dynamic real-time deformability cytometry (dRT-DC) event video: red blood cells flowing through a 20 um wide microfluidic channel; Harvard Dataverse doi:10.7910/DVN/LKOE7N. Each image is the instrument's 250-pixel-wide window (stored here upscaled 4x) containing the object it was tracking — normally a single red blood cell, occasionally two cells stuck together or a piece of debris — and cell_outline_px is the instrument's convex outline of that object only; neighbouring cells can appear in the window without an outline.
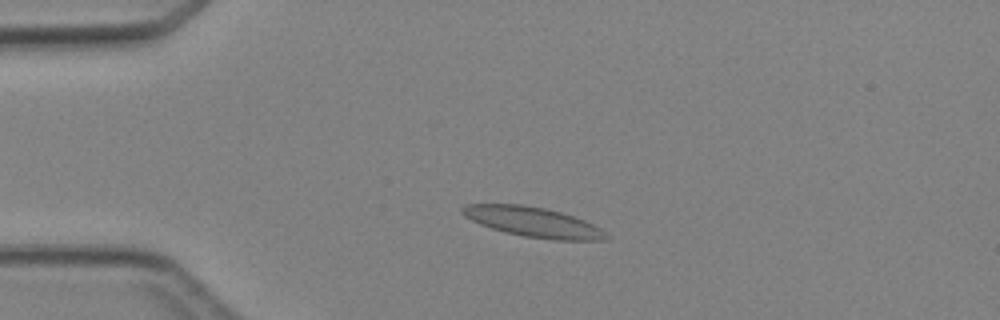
{"species": "Egyptian fruit bat (a non-hibernating species)", "species_latin": "Rousettus aegyptiacus", "temperature_condition": "cold", "stored_images_in_passage": 4, "camera_frame_rate_fps": 3000, "um_per_image_px": 0.085, "animal": {"sex": "female"}, "frame": {"image": 1, "passage_image": 2, "time_ms": 1.333, "image_size_px": [1000, 320], "cell_outline_px": [[608, 236], [604, 240], [556, 240], [524, 236], [504, 232], [480, 224], [464, 216], [460, 212], [460, 208], [464, 204], [520, 204], [544, 208], [560, 212], [584, 220], [600, 228]], "centroid_in_image_um": [45.26, 18.86], "position_along_channel_um": 39.7, "area_um2": 24.85}}